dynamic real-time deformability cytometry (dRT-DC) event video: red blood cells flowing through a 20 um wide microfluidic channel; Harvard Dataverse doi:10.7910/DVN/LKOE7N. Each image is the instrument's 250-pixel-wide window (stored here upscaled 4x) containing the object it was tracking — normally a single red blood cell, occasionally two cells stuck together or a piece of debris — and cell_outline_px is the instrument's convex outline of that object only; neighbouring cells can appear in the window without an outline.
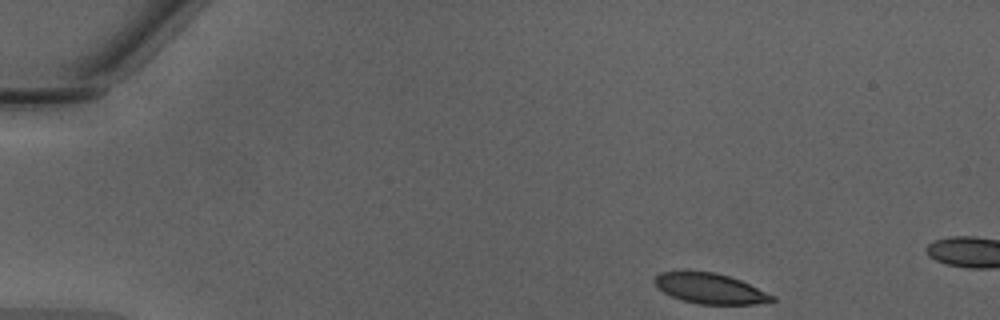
{"species": "Egyptian fruit bat (a non-hibernating species)", "species_latin": "Rousettus aegyptiacus", "temperature_condition": "warm", "stored_images_in_passage": 41, "camera_frame_rate_fps": 3000, "um_per_image_px": 0.085, "animal": {"sex": "male"}, "frame": {"image": 1, "passage_image": 1, "time_ms": 0.0, "image_size_px": [1000, 320], "cell_outline_px": [[776, 300], [756, 304], [696, 304], [680, 300], [664, 292], [652, 280], [660, 272], [716, 272], [740, 280], [776, 296]], "centroid_in_image_um": [60.38, 24.54], "position_along_channel_um": 24.6, "area_um2": 20.58}}
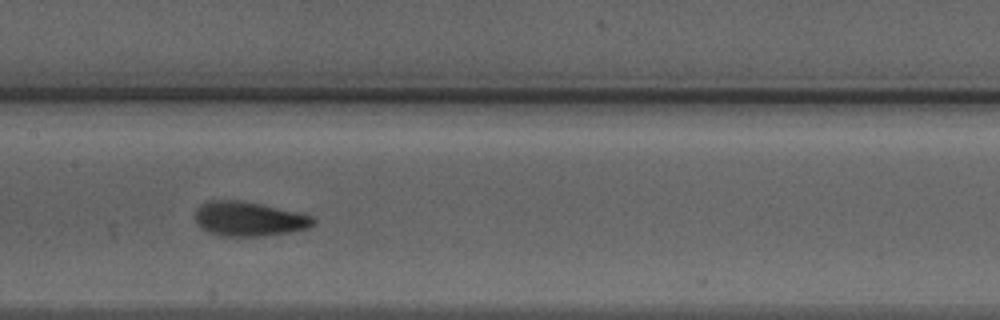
{"frame": {"image": 2, "passage_image": 19, "time_ms": 6.0, "image_size_px": [1000, 320], "cell_outline_px": [[316, 224], [308, 228], [288, 232], [260, 236], [220, 236], [208, 232], [196, 220], [196, 208], [200, 204], [208, 200], [240, 200], [260, 204], [312, 216], [316, 220]], "centroid_in_image_um": [21.15, 18.6], "position_along_channel_um": 186.3, "area_um2": 23.47}}
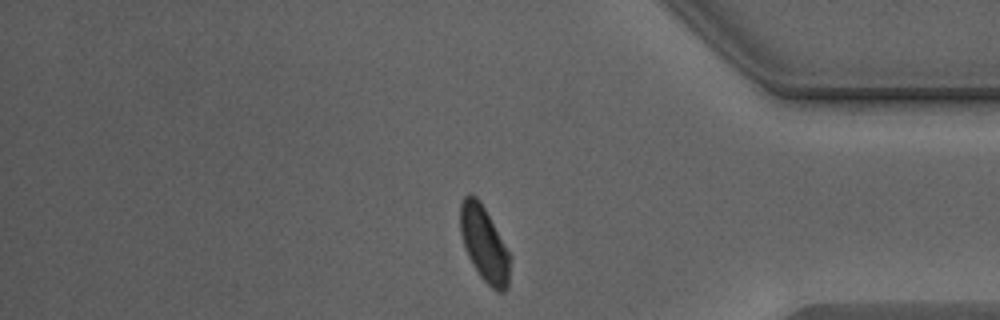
{"frame": {"image": 3, "passage_image": 35, "time_ms": 11.333, "image_size_px": [1000, 320], "cell_outline_px": [[512, 256], [508, 288], [504, 292], [496, 292], [480, 276], [472, 264], [464, 248], [460, 232], [460, 204], [464, 196], [468, 192], [476, 196], [480, 200]], "centroid_in_image_um": [41.17, 20.75], "position_along_channel_um": 394.0, "area_um2": 22.25}}